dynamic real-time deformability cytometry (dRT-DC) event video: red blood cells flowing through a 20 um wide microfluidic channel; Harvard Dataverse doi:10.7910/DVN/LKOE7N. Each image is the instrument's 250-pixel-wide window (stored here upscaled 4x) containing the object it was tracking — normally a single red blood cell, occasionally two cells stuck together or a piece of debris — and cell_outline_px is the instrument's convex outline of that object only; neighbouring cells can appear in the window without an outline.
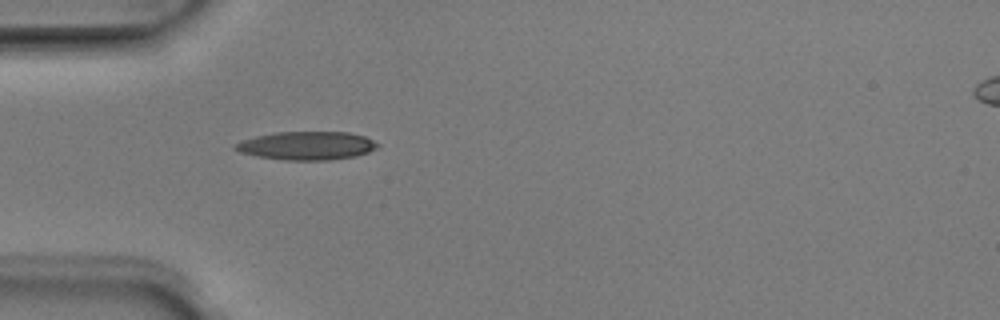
{"species": "Egyptian fruit bat (a non-hibernating species)", "species_latin": "Rousettus aegyptiacus", "temperature_condition": "room temperature", "stored_images_in_passage": 4, "camera_frame_rate_fps": 3000, "um_per_image_px": 0.085, "animal": {"sex": "male"}, "frame": {"image": 1, "passage_image": 4, "time_ms": 1.0, "image_size_px": [1000, 320], "cell_outline_px": [[380, 144], [376, 148], [368, 152], [356, 156], [328, 160], [284, 160], [256, 156], [240, 152], [232, 148], [236, 144], [244, 140], [256, 136], [276, 132], [348, 132], [364, 136]], "centroid_in_image_um": [26.08, 12.38], "position_along_channel_um": 58.9, "area_um2": 23.41}}